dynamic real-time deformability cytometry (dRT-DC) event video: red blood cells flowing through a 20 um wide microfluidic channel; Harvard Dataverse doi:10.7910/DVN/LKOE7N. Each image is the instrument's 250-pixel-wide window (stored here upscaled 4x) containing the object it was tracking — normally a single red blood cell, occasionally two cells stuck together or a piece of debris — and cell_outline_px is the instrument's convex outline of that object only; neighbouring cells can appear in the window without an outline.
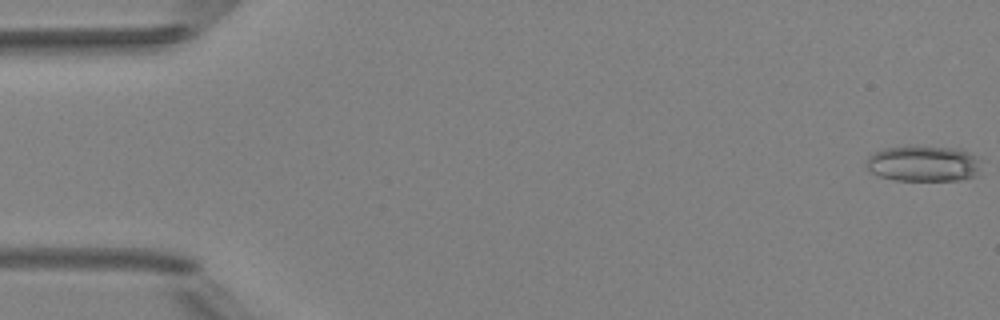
{"species": "Egyptian fruit bat (a non-hibernating species)", "species_latin": "Rousettus aegyptiacus", "temperature_condition": "room temperature", "stored_images_in_passage": 6, "camera_frame_rate_fps": 3000, "um_per_image_px": 0.085, "animal": {"sex": "female"}, "frame": {"image": 1, "passage_image": 1, "time_ms": 0.0, "image_size_px": [1000, 320], "cell_outline_px": [[984, 160], [980, 176], [960, 180], [892, 180], [868, 172], [864, 164], [868, 156], [872, 152], [884, 148], [912, 144], [960, 148], [980, 156]], "centroid_in_image_um": [78.56, 13.87], "position_along_channel_um": 6.4, "area_um2": 25.61}}